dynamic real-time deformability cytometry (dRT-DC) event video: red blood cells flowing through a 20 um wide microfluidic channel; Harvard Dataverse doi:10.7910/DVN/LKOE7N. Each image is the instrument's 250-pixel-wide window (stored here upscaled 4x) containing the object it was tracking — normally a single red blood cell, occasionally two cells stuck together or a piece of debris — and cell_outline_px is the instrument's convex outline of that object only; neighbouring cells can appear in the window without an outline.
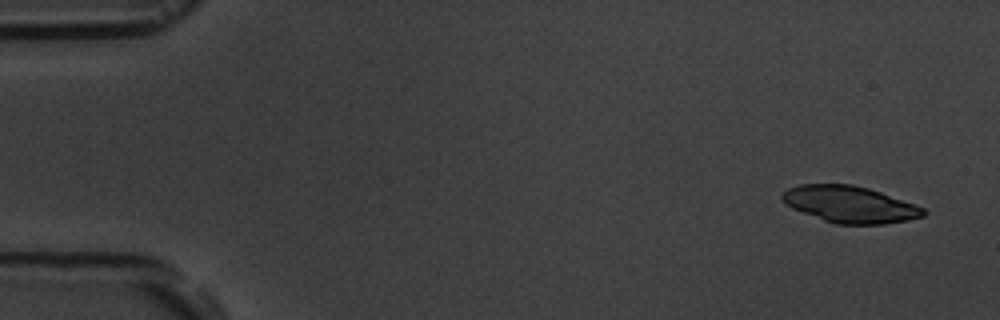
{"species": "common noctule bat (a hibernating species)", "species_latin": "Nyctalus noctula", "temperature_condition": "room temperature", "stored_images_in_passage": 16, "camera_frame_rate_fps": 3000, "um_per_image_px": 0.085, "animal": {"sex": "male", "body_mass_g": 19.5, "forearm_length_mm": 54.6}, "frame": {"image": 1, "passage_image": 1, "time_ms": 0.0, "image_size_px": [1000, 320], "cell_outline_px": [[928, 212], [924, 216], [908, 220], [884, 224], [836, 224], [824, 220], [792, 208], [784, 204], [780, 200], [780, 196], [788, 188], [800, 184], [852, 184], [868, 188], [916, 204], [924, 208]], "centroid_in_image_um": [72.24, 17.37], "position_along_channel_um": 12.8, "area_um2": 30.23}}